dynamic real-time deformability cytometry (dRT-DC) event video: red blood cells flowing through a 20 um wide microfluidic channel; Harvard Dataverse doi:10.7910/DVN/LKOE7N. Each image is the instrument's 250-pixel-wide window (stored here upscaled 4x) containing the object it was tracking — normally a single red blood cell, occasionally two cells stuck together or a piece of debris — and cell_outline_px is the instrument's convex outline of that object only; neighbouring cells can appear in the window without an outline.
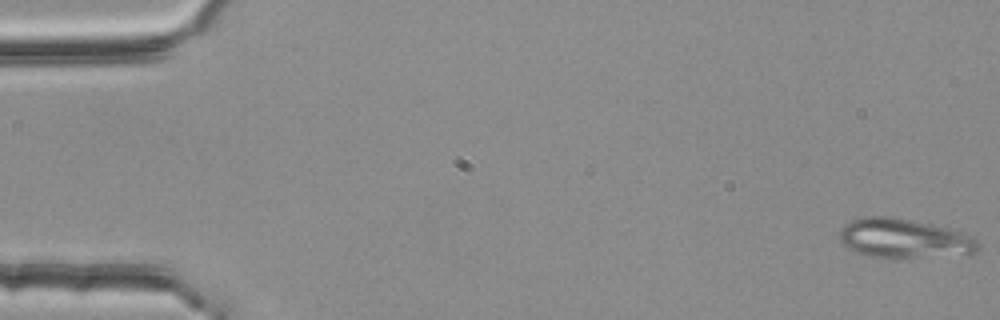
{"species": "common noctule bat (a hibernating species)", "species_latin": "Nyctalus noctula", "temperature_condition": "room temperature", "stored_images_in_passage": 4, "camera_frame_rate_fps": 3000, "um_per_image_px": 0.085, "animal": {"sex": "female", "body_mass_g": 25.1}, "frame": {"image": 1, "passage_image": 1, "time_ms": 0.0, "image_size_px": [1000, 320], "cell_outline_px": [[980, 248], [972, 256], [868, 256], [856, 252], [848, 248], [840, 240], [840, 228], [844, 224], [852, 220], [864, 216], [888, 216], [928, 224], [960, 232], [972, 236], [980, 244]], "centroid_in_image_um": [76.88, 20.27], "position_along_channel_um": 8.1, "area_um2": 31.33}}
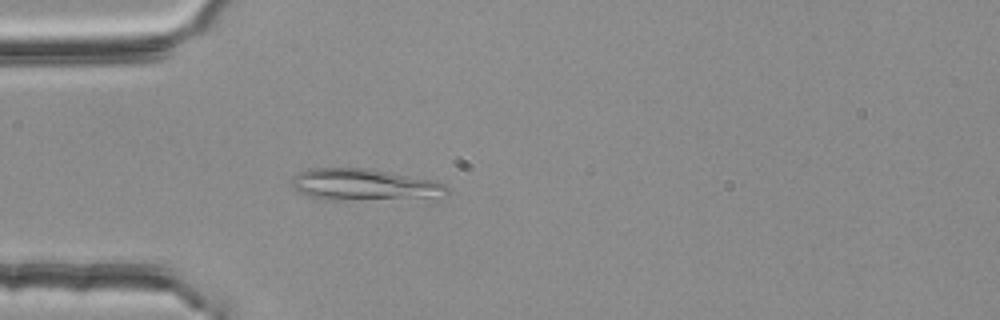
{"frame": {"image": 2, "passage_image": 4, "time_ms": 1.0, "image_size_px": [1000, 320], "cell_outline_px": [[448, 192], [428, 196], [340, 200], [324, 200], [308, 196], [296, 192], [292, 188], [292, 180], [300, 172], [308, 168], [368, 168], [432, 180], [444, 184], [448, 188]], "centroid_in_image_um": [30.78, 15.68], "position_along_channel_um": 54.2, "area_um2": 27.8}}